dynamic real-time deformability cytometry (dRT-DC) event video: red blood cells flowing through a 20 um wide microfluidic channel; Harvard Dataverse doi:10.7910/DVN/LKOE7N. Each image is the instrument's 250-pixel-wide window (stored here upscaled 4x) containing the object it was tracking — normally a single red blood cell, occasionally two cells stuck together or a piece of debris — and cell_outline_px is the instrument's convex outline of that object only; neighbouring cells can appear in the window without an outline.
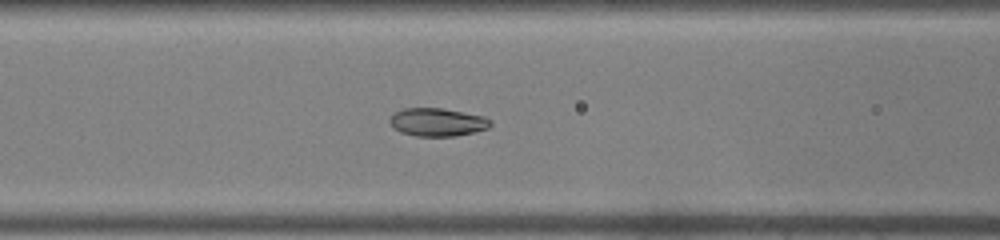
{"species": "common noctule bat (a hibernating species)", "species_latin": "Nyctalus noctula", "temperature_condition": "warm", "stored_images_in_passage": 46, "camera_frame_rate_fps": 3000, "um_per_image_px": 0.085, "animal": {"sex": "male", "body_mass_g": 19.0, "forearm_length_mm": 50.8}, "frame": {"image": 1, "passage_image": 20, "time_ms": 6.333, "image_size_px": [1000, 240], "cell_outline_px": [[492, 124], [488, 128], [456, 136], [416, 136], [400, 132], [392, 128], [388, 120], [396, 112], [404, 108], [440, 108], [484, 116], [492, 120]], "centroid_in_image_um": [37.16, 10.39], "position_along_channel_um": 129.4, "area_um2": 16.47}}
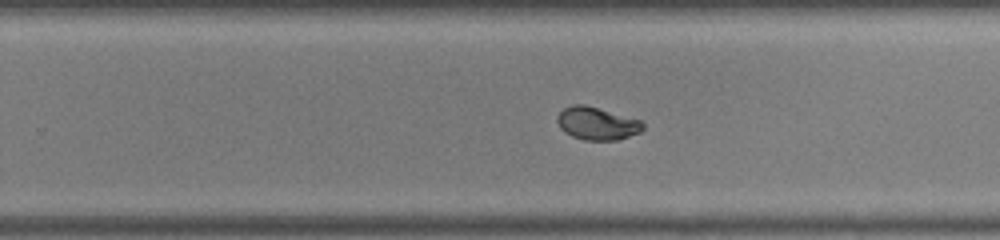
{"frame": {"image": 2, "passage_image": 30, "time_ms": 9.667, "image_size_px": [1000, 240], "cell_outline_px": [[644, 128], [640, 132], [616, 140], [584, 140], [572, 136], [564, 132], [560, 128], [556, 120], [556, 116], [564, 108], [572, 104], [584, 104], [640, 120], [644, 124]], "centroid_in_image_um": [50.7, 10.49], "position_along_channel_um": 279.1, "area_um2": 16.3}}
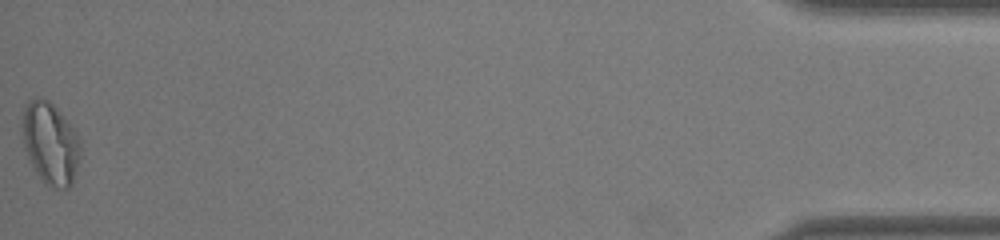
{"frame": {"image": 3, "passage_image": 46, "time_ms": 15.0, "image_size_px": [1000, 240], "cell_outline_px": [[80, 156], [72, 184], [68, 188], [56, 188], [44, 184], [36, 172], [24, 148], [20, 132], [20, 128], [24, 108], [28, 100], [36, 96], [40, 96], [48, 100], [60, 112], [76, 132], [80, 140]], "centroid_in_image_um": [4.25, 12.15], "position_along_channel_um": 431.0, "area_um2": 28.09}}